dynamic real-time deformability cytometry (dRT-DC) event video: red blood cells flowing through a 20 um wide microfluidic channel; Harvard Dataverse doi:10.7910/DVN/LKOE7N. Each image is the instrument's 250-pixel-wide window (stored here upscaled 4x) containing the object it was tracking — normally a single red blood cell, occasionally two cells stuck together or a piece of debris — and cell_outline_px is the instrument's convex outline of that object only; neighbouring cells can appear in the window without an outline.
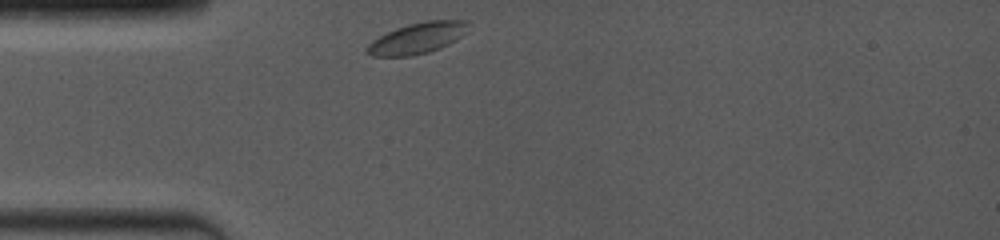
{"species": "common noctule bat (a hibernating species)", "species_latin": "Nyctalus noctula", "temperature_condition": "room temperature", "stored_images_in_passage": 8, "camera_frame_rate_fps": 4000, "um_per_image_px": 0.085, "animal": {"sex": "female", "body_mass_g": 19.0, "forearm_length_mm": 53.3}, "frame": {"image": 1, "passage_image": 1, "time_ms": 0.0, "image_size_px": [1000, 240], "cell_outline_px": [[468, 24], [464, 32], [456, 40], [440, 48], [428, 52], [412, 56], [372, 56], [364, 48], [372, 40], [396, 28], [408, 24], [424, 20], [468, 20]], "centroid_in_image_um": [35.45, 3.24], "position_along_channel_um": 49.5, "area_um2": 18.15}}
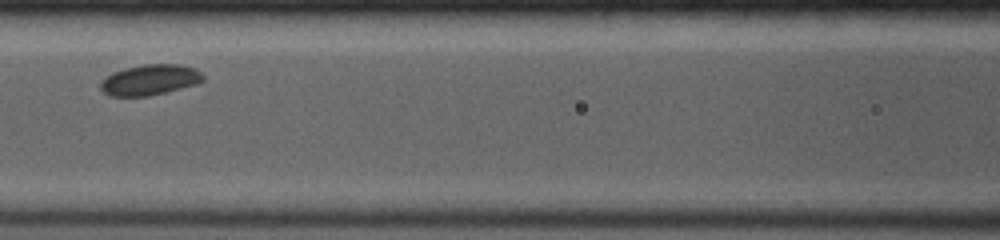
{"frame": {"image": 2, "passage_image": 4, "time_ms": 3.0, "image_size_px": [1000, 240], "cell_outline_px": [[204, 80], [196, 84], [148, 96], [108, 96], [100, 88], [100, 84], [112, 72], [124, 68], [144, 64], [176, 64], [196, 68], [204, 76]], "centroid_in_image_um": [12.74, 6.78], "position_along_channel_um": 153.9, "area_um2": 18.15}}
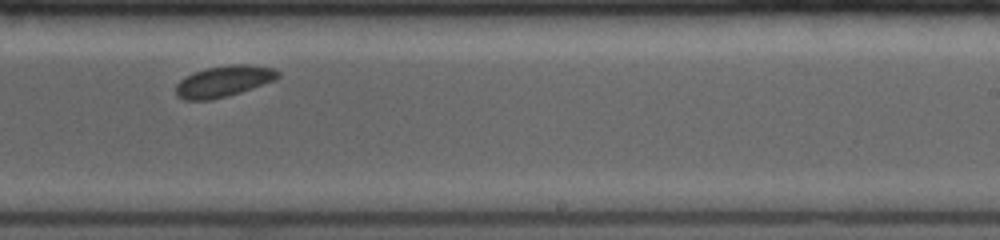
{"frame": {"image": 3, "passage_image": 7, "time_ms": 6.0, "image_size_px": [1000, 240], "cell_outline_px": [[280, 76], [276, 80], [240, 92], [208, 100], [184, 100], [176, 96], [176, 84], [184, 76], [192, 72], [204, 68], [232, 64], [252, 64], [272, 68], [280, 72]], "centroid_in_image_um": [19.0, 6.89], "position_along_channel_um": 270.0, "area_um2": 18.67}}